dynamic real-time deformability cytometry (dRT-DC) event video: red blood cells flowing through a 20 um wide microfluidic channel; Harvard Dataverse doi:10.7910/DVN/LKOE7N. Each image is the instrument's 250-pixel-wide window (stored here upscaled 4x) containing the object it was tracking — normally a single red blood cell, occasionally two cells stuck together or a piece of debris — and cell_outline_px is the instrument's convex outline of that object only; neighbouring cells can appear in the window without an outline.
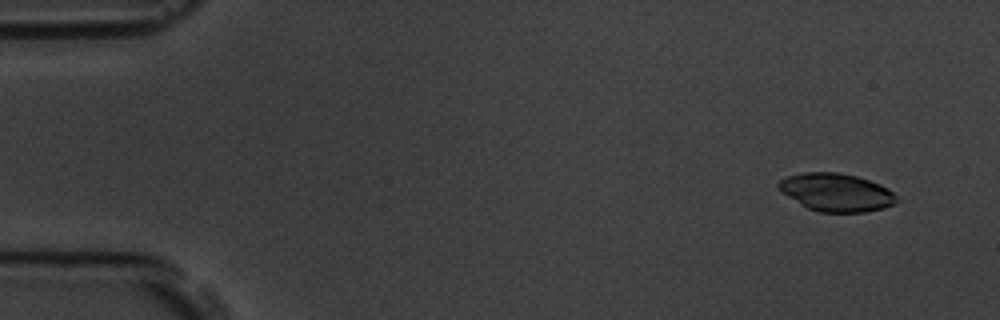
{"species": "common noctule bat (a hibernating species)", "species_latin": "Nyctalus noctula", "temperature_condition": "room temperature", "stored_images_in_passage": 7, "camera_frame_rate_fps": 3000, "um_per_image_px": 0.085, "animal": {"sex": "male", "body_mass_g": 19.5, "forearm_length_mm": 54.6}, "frame": {"image": 1, "passage_image": 1, "time_ms": 0.0, "image_size_px": [1000, 320], "cell_outline_px": [[900, 200], [884, 208], [864, 212], [820, 212], [808, 208], [800, 204], [780, 192], [776, 188], [776, 184], [780, 180], [788, 176], [804, 172], [840, 172], [856, 176], [880, 184], [888, 188]], "centroid_in_image_um": [71.06, 16.34], "position_along_channel_um": 13.9, "area_um2": 26.24}}
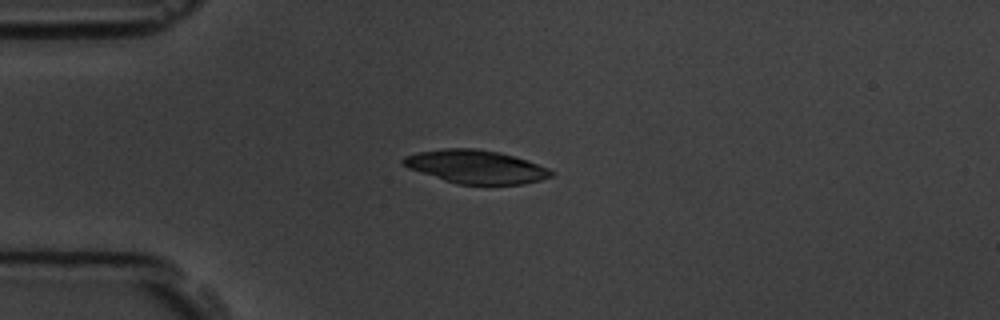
{"frame": {"image": 2, "passage_image": 4, "time_ms": 3.333, "image_size_px": [1000, 320], "cell_outline_px": [[556, 172], [552, 176], [540, 180], [524, 184], [456, 184], [408, 168], [400, 160], [404, 156], [420, 152], [444, 148], [476, 148], [500, 152], [548, 168]], "centroid_in_image_um": [40.44, 14.17], "position_along_channel_um": 44.6, "area_um2": 28.5}}